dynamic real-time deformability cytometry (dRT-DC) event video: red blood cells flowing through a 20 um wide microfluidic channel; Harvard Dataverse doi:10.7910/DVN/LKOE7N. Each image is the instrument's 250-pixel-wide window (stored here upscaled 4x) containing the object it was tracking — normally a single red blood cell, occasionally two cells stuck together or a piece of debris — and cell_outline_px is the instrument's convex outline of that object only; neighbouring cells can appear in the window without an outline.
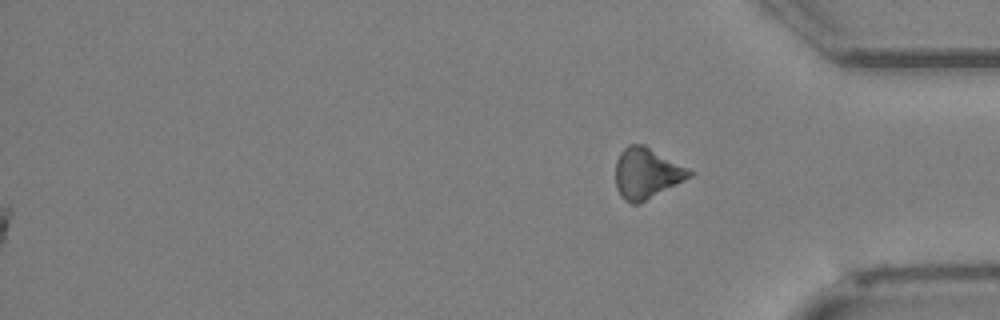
{"species": "Egyptian fruit bat (a non-hibernating species)", "species_latin": "Rousettus aegyptiacus", "temperature_condition": "cold", "stored_images_in_passage": 32, "segment_of_instrument_passage": [2, 2], "camera_frame_rate_fps": 3000, "um_per_image_px": 0.085, "animal": {"sex": "female"}, "frame": {"image": 1, "passage_image": 32, "time_ms": 10.333, "image_size_px": [1000, 320], "cell_outline_px": [[692, 176], [640, 204], [632, 204], [624, 200], [620, 196], [616, 188], [616, 160], [620, 152], [628, 144], [644, 144], [688, 168], [692, 172]], "centroid_in_image_um": [54.94, 14.74], "position_along_channel_um": 380.3, "area_um2": 21.91}}